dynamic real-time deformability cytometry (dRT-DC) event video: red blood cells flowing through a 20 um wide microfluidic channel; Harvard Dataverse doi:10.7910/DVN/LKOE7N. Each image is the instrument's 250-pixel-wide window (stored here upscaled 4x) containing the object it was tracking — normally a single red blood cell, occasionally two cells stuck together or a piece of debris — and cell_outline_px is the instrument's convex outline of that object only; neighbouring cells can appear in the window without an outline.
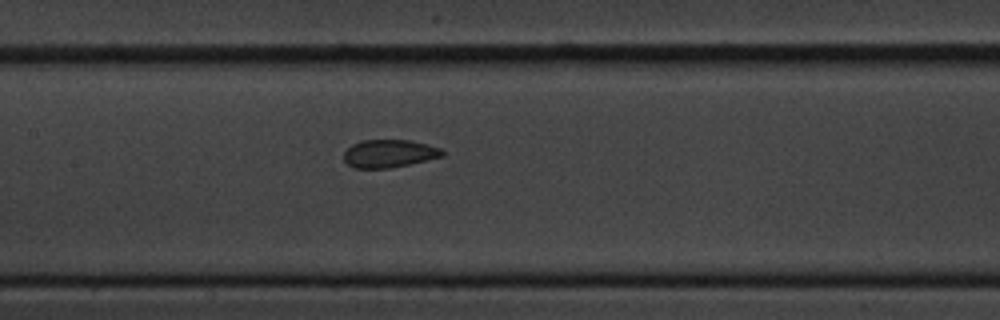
{"species": "common noctule bat (a hibernating species)", "species_latin": "Nyctalus noctula", "temperature_condition": "cold", "stored_images_in_passage": 10, "camera_frame_rate_fps": 3000, "um_per_image_px": 0.085, "animal": {"sex": "male", "body_mass_g": 20.1, "forearm_length_mm": 53.5}, "frame": {"image": 1, "passage_image": 9, "time_ms": 10.333, "image_size_px": [1000, 320], "cell_outline_px": [[444, 156], [408, 164], [388, 168], [352, 168], [344, 160], [344, 152], [352, 144], [360, 140], [412, 140], [428, 144], [440, 148], [444, 152]], "centroid_in_image_um": [33.07, 13.04], "position_along_channel_um": 174.3, "area_um2": 16.01}}